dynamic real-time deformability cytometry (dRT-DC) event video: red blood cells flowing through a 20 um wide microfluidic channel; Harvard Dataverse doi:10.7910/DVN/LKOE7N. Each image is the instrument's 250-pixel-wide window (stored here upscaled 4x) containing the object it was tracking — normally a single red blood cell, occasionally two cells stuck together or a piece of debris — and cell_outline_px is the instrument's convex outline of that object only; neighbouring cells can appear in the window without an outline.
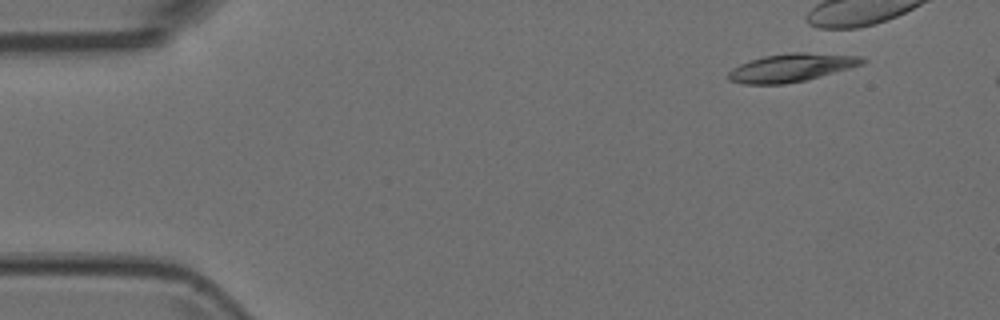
{"species": "Egyptian fruit bat (a non-hibernating species)", "species_latin": "Rousettus aegyptiacus", "temperature_condition": "room temperature", "stored_images_in_passage": 4, "camera_frame_rate_fps": 3000, "um_per_image_px": 0.085, "animal": {"sex": "female"}, "frame": {"image": 1, "passage_image": 2, "time_ms": 0.333, "image_size_px": [1000, 320], "cell_outline_px": [[868, 60], [864, 64], [804, 80], [784, 84], [744, 84], [728, 80], [728, 72], [732, 68], [740, 64], [764, 56], [788, 52], [804, 52], [860, 56]], "centroid_in_image_um": [67.26, 5.74], "position_along_channel_um": 17.7, "area_um2": 21.79}}